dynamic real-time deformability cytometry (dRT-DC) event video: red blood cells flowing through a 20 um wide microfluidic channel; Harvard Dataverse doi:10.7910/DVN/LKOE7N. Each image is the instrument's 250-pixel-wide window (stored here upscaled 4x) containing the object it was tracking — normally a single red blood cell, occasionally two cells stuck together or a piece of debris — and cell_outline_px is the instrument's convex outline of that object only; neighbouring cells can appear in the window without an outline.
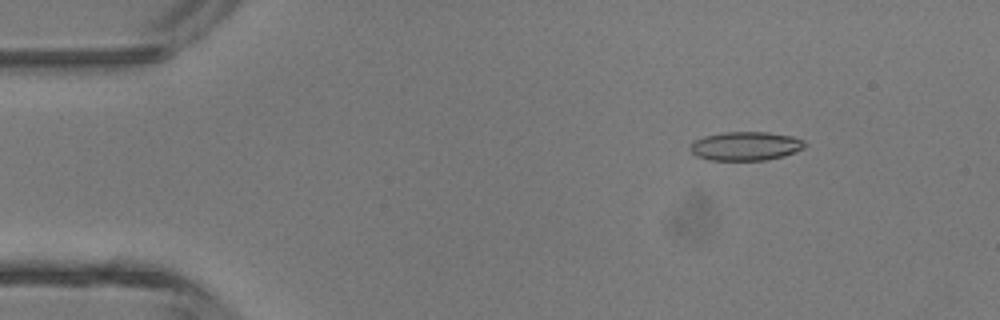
{"species": "common noctule bat (a hibernating species)", "species_latin": "Nyctalus noctula", "temperature_condition": "room temperature", "stored_images_in_passage": 3, "camera_frame_rate_fps": 3000, "um_per_image_px": 0.085, "animal": {"sex": "male", "body_mass_g": 13.3}, "frame": {"image": 1, "passage_image": 2, "time_ms": 1.0, "image_size_px": [1000, 320], "cell_outline_px": [[808, 144], [804, 148], [784, 156], [764, 160], [708, 160], [696, 156], [688, 148], [688, 144], [704, 136], [724, 132], [768, 132], [792, 136], [804, 140]], "centroid_in_image_um": [63.37, 12.41], "position_along_channel_um": 21.6, "area_um2": 19.42}}